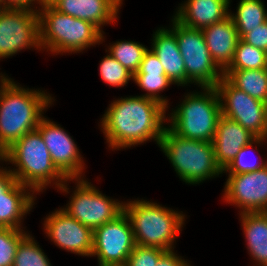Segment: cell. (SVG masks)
<instances>
[{
	"mask_svg": "<svg viewBox=\"0 0 267 266\" xmlns=\"http://www.w3.org/2000/svg\"><path fill=\"white\" fill-rule=\"evenodd\" d=\"M167 109L144 96L113 100L101 118L100 129L110 149H126L154 140L158 145L167 122Z\"/></svg>",
	"mask_w": 267,
	"mask_h": 266,
	"instance_id": "6da1fadb",
	"label": "cell"
},
{
	"mask_svg": "<svg viewBox=\"0 0 267 266\" xmlns=\"http://www.w3.org/2000/svg\"><path fill=\"white\" fill-rule=\"evenodd\" d=\"M5 75L0 74V155L37 129L43 112L55 101L44 90L26 89Z\"/></svg>",
	"mask_w": 267,
	"mask_h": 266,
	"instance_id": "7a4b0ae2",
	"label": "cell"
},
{
	"mask_svg": "<svg viewBox=\"0 0 267 266\" xmlns=\"http://www.w3.org/2000/svg\"><path fill=\"white\" fill-rule=\"evenodd\" d=\"M0 161L16 166L10 169L17 181L38 194L48 185H55L61 192L69 193L68 181L54 166L40 132L26 133L0 155ZM37 192V193H36Z\"/></svg>",
	"mask_w": 267,
	"mask_h": 266,
	"instance_id": "3957f363",
	"label": "cell"
},
{
	"mask_svg": "<svg viewBox=\"0 0 267 266\" xmlns=\"http://www.w3.org/2000/svg\"><path fill=\"white\" fill-rule=\"evenodd\" d=\"M40 46L52 54L79 53L104 41L102 32L93 23L63 14L52 6L38 10Z\"/></svg>",
	"mask_w": 267,
	"mask_h": 266,
	"instance_id": "277c9868",
	"label": "cell"
},
{
	"mask_svg": "<svg viewBox=\"0 0 267 266\" xmlns=\"http://www.w3.org/2000/svg\"><path fill=\"white\" fill-rule=\"evenodd\" d=\"M124 212L131 221L136 245L174 250L186 221L184 214L144 199L124 202Z\"/></svg>",
	"mask_w": 267,
	"mask_h": 266,
	"instance_id": "5b68a950",
	"label": "cell"
},
{
	"mask_svg": "<svg viewBox=\"0 0 267 266\" xmlns=\"http://www.w3.org/2000/svg\"><path fill=\"white\" fill-rule=\"evenodd\" d=\"M158 146L186 184L203 183L223 174L217 164L212 142L181 138L165 125Z\"/></svg>",
	"mask_w": 267,
	"mask_h": 266,
	"instance_id": "8992f818",
	"label": "cell"
},
{
	"mask_svg": "<svg viewBox=\"0 0 267 266\" xmlns=\"http://www.w3.org/2000/svg\"><path fill=\"white\" fill-rule=\"evenodd\" d=\"M201 91L185 95L168 115V128L181 138L212 142L222 115L220 100L215 87H202Z\"/></svg>",
	"mask_w": 267,
	"mask_h": 266,
	"instance_id": "52a82bcc",
	"label": "cell"
},
{
	"mask_svg": "<svg viewBox=\"0 0 267 266\" xmlns=\"http://www.w3.org/2000/svg\"><path fill=\"white\" fill-rule=\"evenodd\" d=\"M171 22L185 64L186 86L215 87L224 75L213 61L201 29L186 27L174 17Z\"/></svg>",
	"mask_w": 267,
	"mask_h": 266,
	"instance_id": "ba28073f",
	"label": "cell"
},
{
	"mask_svg": "<svg viewBox=\"0 0 267 266\" xmlns=\"http://www.w3.org/2000/svg\"><path fill=\"white\" fill-rule=\"evenodd\" d=\"M84 178L73 179L77 181L75 190L67 206L61 209L94 230L120 215L124 211V202L103 195Z\"/></svg>",
	"mask_w": 267,
	"mask_h": 266,
	"instance_id": "9c48e42d",
	"label": "cell"
},
{
	"mask_svg": "<svg viewBox=\"0 0 267 266\" xmlns=\"http://www.w3.org/2000/svg\"><path fill=\"white\" fill-rule=\"evenodd\" d=\"M215 89L223 116L239 123L256 137L267 138V103L237 89L225 77Z\"/></svg>",
	"mask_w": 267,
	"mask_h": 266,
	"instance_id": "30bf717a",
	"label": "cell"
},
{
	"mask_svg": "<svg viewBox=\"0 0 267 266\" xmlns=\"http://www.w3.org/2000/svg\"><path fill=\"white\" fill-rule=\"evenodd\" d=\"M131 221L123 211L115 219L93 230L92 256L98 265H125L135 247Z\"/></svg>",
	"mask_w": 267,
	"mask_h": 266,
	"instance_id": "8fae6325",
	"label": "cell"
},
{
	"mask_svg": "<svg viewBox=\"0 0 267 266\" xmlns=\"http://www.w3.org/2000/svg\"><path fill=\"white\" fill-rule=\"evenodd\" d=\"M41 51L38 11L4 9L0 12V59L21 50Z\"/></svg>",
	"mask_w": 267,
	"mask_h": 266,
	"instance_id": "7c38bea8",
	"label": "cell"
},
{
	"mask_svg": "<svg viewBox=\"0 0 267 266\" xmlns=\"http://www.w3.org/2000/svg\"><path fill=\"white\" fill-rule=\"evenodd\" d=\"M51 160L66 179L83 178L84 160L72 137L59 124L43 116L38 124Z\"/></svg>",
	"mask_w": 267,
	"mask_h": 266,
	"instance_id": "4fadbf2b",
	"label": "cell"
},
{
	"mask_svg": "<svg viewBox=\"0 0 267 266\" xmlns=\"http://www.w3.org/2000/svg\"><path fill=\"white\" fill-rule=\"evenodd\" d=\"M222 198L226 203L239 207L240 214L265 212L267 209V166L249 173L228 174Z\"/></svg>",
	"mask_w": 267,
	"mask_h": 266,
	"instance_id": "5bb4252c",
	"label": "cell"
},
{
	"mask_svg": "<svg viewBox=\"0 0 267 266\" xmlns=\"http://www.w3.org/2000/svg\"><path fill=\"white\" fill-rule=\"evenodd\" d=\"M43 226L46 236L59 248L76 255L91 257L93 230L61 208L46 216Z\"/></svg>",
	"mask_w": 267,
	"mask_h": 266,
	"instance_id": "9a60e30c",
	"label": "cell"
},
{
	"mask_svg": "<svg viewBox=\"0 0 267 266\" xmlns=\"http://www.w3.org/2000/svg\"><path fill=\"white\" fill-rule=\"evenodd\" d=\"M32 192L17 181L10 167L0 166V228H23L22 220L35 204L36 195Z\"/></svg>",
	"mask_w": 267,
	"mask_h": 266,
	"instance_id": "2e32d148",
	"label": "cell"
},
{
	"mask_svg": "<svg viewBox=\"0 0 267 266\" xmlns=\"http://www.w3.org/2000/svg\"><path fill=\"white\" fill-rule=\"evenodd\" d=\"M123 0H57L51 6L57 11L102 26L116 22Z\"/></svg>",
	"mask_w": 267,
	"mask_h": 266,
	"instance_id": "e0dca14e",
	"label": "cell"
},
{
	"mask_svg": "<svg viewBox=\"0 0 267 266\" xmlns=\"http://www.w3.org/2000/svg\"><path fill=\"white\" fill-rule=\"evenodd\" d=\"M255 138L254 134L239 123L221 115L212 140L217 164L224 170L237 153Z\"/></svg>",
	"mask_w": 267,
	"mask_h": 266,
	"instance_id": "ac0fdd59",
	"label": "cell"
},
{
	"mask_svg": "<svg viewBox=\"0 0 267 266\" xmlns=\"http://www.w3.org/2000/svg\"><path fill=\"white\" fill-rule=\"evenodd\" d=\"M230 0H186L172 16L182 25L203 29L229 16Z\"/></svg>",
	"mask_w": 267,
	"mask_h": 266,
	"instance_id": "d6986e66",
	"label": "cell"
},
{
	"mask_svg": "<svg viewBox=\"0 0 267 266\" xmlns=\"http://www.w3.org/2000/svg\"><path fill=\"white\" fill-rule=\"evenodd\" d=\"M151 50L161 62L166 76L177 86H186V71L175 32L160 27L152 36Z\"/></svg>",
	"mask_w": 267,
	"mask_h": 266,
	"instance_id": "ffe728a7",
	"label": "cell"
},
{
	"mask_svg": "<svg viewBox=\"0 0 267 266\" xmlns=\"http://www.w3.org/2000/svg\"><path fill=\"white\" fill-rule=\"evenodd\" d=\"M213 61L224 71L231 63L239 35L230 15L201 29Z\"/></svg>",
	"mask_w": 267,
	"mask_h": 266,
	"instance_id": "44dd1931",
	"label": "cell"
},
{
	"mask_svg": "<svg viewBox=\"0 0 267 266\" xmlns=\"http://www.w3.org/2000/svg\"><path fill=\"white\" fill-rule=\"evenodd\" d=\"M247 250L256 265L267 266V214L247 212L240 214Z\"/></svg>",
	"mask_w": 267,
	"mask_h": 266,
	"instance_id": "7402d4cb",
	"label": "cell"
},
{
	"mask_svg": "<svg viewBox=\"0 0 267 266\" xmlns=\"http://www.w3.org/2000/svg\"><path fill=\"white\" fill-rule=\"evenodd\" d=\"M223 75L237 89L267 103V69L224 70Z\"/></svg>",
	"mask_w": 267,
	"mask_h": 266,
	"instance_id": "603a6c76",
	"label": "cell"
},
{
	"mask_svg": "<svg viewBox=\"0 0 267 266\" xmlns=\"http://www.w3.org/2000/svg\"><path fill=\"white\" fill-rule=\"evenodd\" d=\"M236 13L230 12L239 38L267 21V10L261 0H240Z\"/></svg>",
	"mask_w": 267,
	"mask_h": 266,
	"instance_id": "cb8c5ba5",
	"label": "cell"
},
{
	"mask_svg": "<svg viewBox=\"0 0 267 266\" xmlns=\"http://www.w3.org/2000/svg\"><path fill=\"white\" fill-rule=\"evenodd\" d=\"M255 69H267V52L244 42L240 38L234 57L225 70Z\"/></svg>",
	"mask_w": 267,
	"mask_h": 266,
	"instance_id": "d4e9b609",
	"label": "cell"
},
{
	"mask_svg": "<svg viewBox=\"0 0 267 266\" xmlns=\"http://www.w3.org/2000/svg\"><path fill=\"white\" fill-rule=\"evenodd\" d=\"M148 50L145 45L136 41H117L108 46V51L122 66L133 75L139 70L144 53Z\"/></svg>",
	"mask_w": 267,
	"mask_h": 266,
	"instance_id": "484cf974",
	"label": "cell"
},
{
	"mask_svg": "<svg viewBox=\"0 0 267 266\" xmlns=\"http://www.w3.org/2000/svg\"><path fill=\"white\" fill-rule=\"evenodd\" d=\"M132 80H134L137 86L147 92L146 94L140 96L155 100L163 105L166 109H169V102L167 98L160 96L161 94H159L168 86L174 84L166 76V73H135Z\"/></svg>",
	"mask_w": 267,
	"mask_h": 266,
	"instance_id": "4316f807",
	"label": "cell"
},
{
	"mask_svg": "<svg viewBox=\"0 0 267 266\" xmlns=\"http://www.w3.org/2000/svg\"><path fill=\"white\" fill-rule=\"evenodd\" d=\"M13 266H52L47 255L29 232L20 241Z\"/></svg>",
	"mask_w": 267,
	"mask_h": 266,
	"instance_id": "83f0119b",
	"label": "cell"
},
{
	"mask_svg": "<svg viewBox=\"0 0 267 266\" xmlns=\"http://www.w3.org/2000/svg\"><path fill=\"white\" fill-rule=\"evenodd\" d=\"M100 76L103 82L109 86L123 87L128 81L133 79V74L122 66L113 56L108 52L103 57L99 64Z\"/></svg>",
	"mask_w": 267,
	"mask_h": 266,
	"instance_id": "f1b7e54d",
	"label": "cell"
},
{
	"mask_svg": "<svg viewBox=\"0 0 267 266\" xmlns=\"http://www.w3.org/2000/svg\"><path fill=\"white\" fill-rule=\"evenodd\" d=\"M27 234L23 229L0 228V266H13L17 247Z\"/></svg>",
	"mask_w": 267,
	"mask_h": 266,
	"instance_id": "f546056e",
	"label": "cell"
},
{
	"mask_svg": "<svg viewBox=\"0 0 267 266\" xmlns=\"http://www.w3.org/2000/svg\"><path fill=\"white\" fill-rule=\"evenodd\" d=\"M267 140V138H263V137H256L253 141H251L250 143H248L247 145H245L235 156V158L232 160L231 163H229V165L223 170V173H227L228 174H242V173H249V172H253V171H257V170H261L264 167L267 166V161H264L263 159L260 160L258 163H254L246 160V156L248 155L247 153L250 151V149H254V145L253 144H259V146L262 144L263 142H265Z\"/></svg>",
	"mask_w": 267,
	"mask_h": 266,
	"instance_id": "4dcf8cb0",
	"label": "cell"
},
{
	"mask_svg": "<svg viewBox=\"0 0 267 266\" xmlns=\"http://www.w3.org/2000/svg\"><path fill=\"white\" fill-rule=\"evenodd\" d=\"M166 250L159 247L135 245L125 266H156Z\"/></svg>",
	"mask_w": 267,
	"mask_h": 266,
	"instance_id": "1f68e13d",
	"label": "cell"
},
{
	"mask_svg": "<svg viewBox=\"0 0 267 266\" xmlns=\"http://www.w3.org/2000/svg\"><path fill=\"white\" fill-rule=\"evenodd\" d=\"M241 39L256 48L267 52V21L246 33Z\"/></svg>",
	"mask_w": 267,
	"mask_h": 266,
	"instance_id": "d6a6232c",
	"label": "cell"
},
{
	"mask_svg": "<svg viewBox=\"0 0 267 266\" xmlns=\"http://www.w3.org/2000/svg\"><path fill=\"white\" fill-rule=\"evenodd\" d=\"M136 73H165L158 57L148 49L143 56L139 70Z\"/></svg>",
	"mask_w": 267,
	"mask_h": 266,
	"instance_id": "836d02e7",
	"label": "cell"
},
{
	"mask_svg": "<svg viewBox=\"0 0 267 266\" xmlns=\"http://www.w3.org/2000/svg\"><path fill=\"white\" fill-rule=\"evenodd\" d=\"M183 257L178 256L174 250L166 251L156 266H191Z\"/></svg>",
	"mask_w": 267,
	"mask_h": 266,
	"instance_id": "e575fe53",
	"label": "cell"
},
{
	"mask_svg": "<svg viewBox=\"0 0 267 266\" xmlns=\"http://www.w3.org/2000/svg\"><path fill=\"white\" fill-rule=\"evenodd\" d=\"M34 3L39 5V0H2L4 9L38 11V6L34 9Z\"/></svg>",
	"mask_w": 267,
	"mask_h": 266,
	"instance_id": "d590c367",
	"label": "cell"
},
{
	"mask_svg": "<svg viewBox=\"0 0 267 266\" xmlns=\"http://www.w3.org/2000/svg\"><path fill=\"white\" fill-rule=\"evenodd\" d=\"M57 0H39V7L38 10L40 9V7H44V6H51L52 4H54Z\"/></svg>",
	"mask_w": 267,
	"mask_h": 266,
	"instance_id": "8d00e7d4",
	"label": "cell"
},
{
	"mask_svg": "<svg viewBox=\"0 0 267 266\" xmlns=\"http://www.w3.org/2000/svg\"><path fill=\"white\" fill-rule=\"evenodd\" d=\"M2 10H4V7H3V5H2V0H0V12H1Z\"/></svg>",
	"mask_w": 267,
	"mask_h": 266,
	"instance_id": "74e56055",
	"label": "cell"
}]
</instances>
